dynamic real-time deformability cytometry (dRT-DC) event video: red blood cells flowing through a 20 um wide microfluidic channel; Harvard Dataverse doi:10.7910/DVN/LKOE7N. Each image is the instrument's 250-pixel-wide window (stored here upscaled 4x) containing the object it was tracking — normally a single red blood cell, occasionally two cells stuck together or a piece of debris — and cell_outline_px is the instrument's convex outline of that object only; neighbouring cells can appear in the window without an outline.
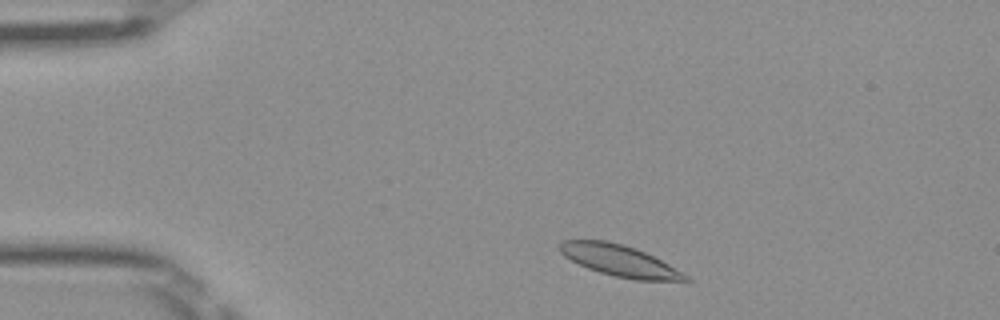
{"species": "Egyptian fruit bat (a non-hibernating species)", "species_latin": "Rousettus aegyptiacus", "temperature_condition": "room temperature", "stored_images_in_passage": 44, "camera_frame_rate_fps": 3000, "um_per_image_px": 0.085, "frame": {"image": 1, "passage_image": 3, "time_ms": 0.667, "image_size_px": [1000, 320], "cell_outline_px": [[692, 280], [636, 280], [616, 276], [600, 272], [588, 268], [564, 256], [560, 252], [560, 240], [604, 240], [636, 248], [684, 272]], "centroid_in_image_um": [52.65, 22.15], "position_along_channel_um": 32.3, "area_um2": 22.48}}
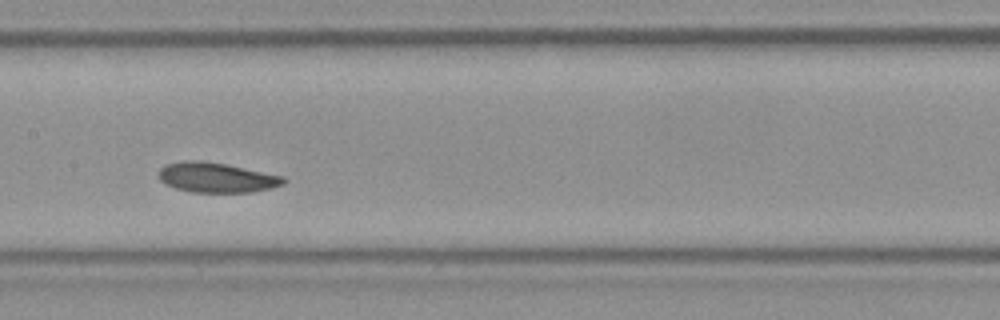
{"frame": {"image": 2, "passage_image": 19, "time_ms": 6.0, "image_size_px": [1000, 320], "cell_outline_px": [[288, 180], [284, 184], [272, 188], [252, 192], [192, 192], [176, 188], [164, 184], [160, 180], [156, 172], [164, 164], [184, 160], [200, 160], [224, 164], [284, 176]], "centroid_in_image_um": [18.37, 15.09], "position_along_channel_um": 189.0, "area_um2": 21.96}}
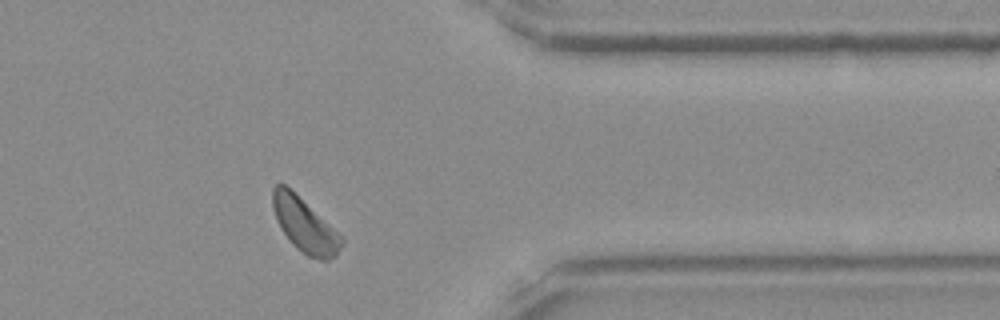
{"frame": {"image": 3, "passage_image": 35, "time_ms": 11.333, "image_size_px": [1000, 320], "cell_outline_px": [[344, 244], [336, 256], [328, 260], [320, 260], [308, 256], [280, 228], [276, 220], [272, 208], [272, 188], [276, 184], [284, 184], [344, 236]], "centroid_in_image_um": [25.94, 19.13], "position_along_channel_um": 385.5, "area_um2": 21.33}, "authors_computed_cell_mechanics": {"area_um2": 21.964, "velocity_mm_per_s": 3.9468, "shape_relaxation_time_tau1_ms": 1.5199, "shape_relaxation_time_tau2_ms": 9.2193, "deformation_change_tau1": 0.0576, "deformation_change_tau2": 0.11}}